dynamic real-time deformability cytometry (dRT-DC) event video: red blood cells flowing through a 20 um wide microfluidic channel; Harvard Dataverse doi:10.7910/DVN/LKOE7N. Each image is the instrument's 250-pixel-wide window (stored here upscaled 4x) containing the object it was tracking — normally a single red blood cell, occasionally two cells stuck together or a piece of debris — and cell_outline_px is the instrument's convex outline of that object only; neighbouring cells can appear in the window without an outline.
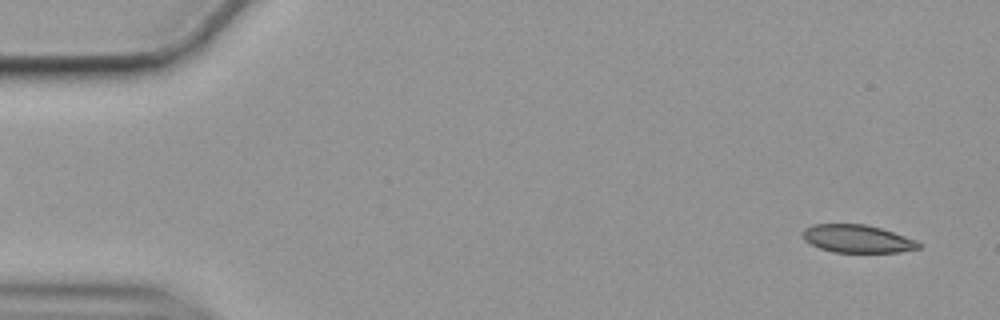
{"species": "common noctule bat (a hibernating species)", "species_latin": "Nyctalus noctula", "temperature_condition": "cold", "stored_images_in_passage": 56, "camera_frame_rate_fps": 3000, "um_per_image_px": 0.085, "animal": {"sex": "female", "body_mass_g": 19.9}, "frame": {"image": 1, "passage_image": 2, "time_ms": 0.333, "image_size_px": [1000, 320], "cell_outline_px": [[920, 248], [900, 252], [832, 252], [820, 248], [804, 240], [804, 228], [812, 224], [864, 224], [880, 228], [916, 240], [920, 244]], "centroid_in_image_um": [72.86, 20.29], "position_along_channel_um": 12.1, "area_um2": 18.61}}
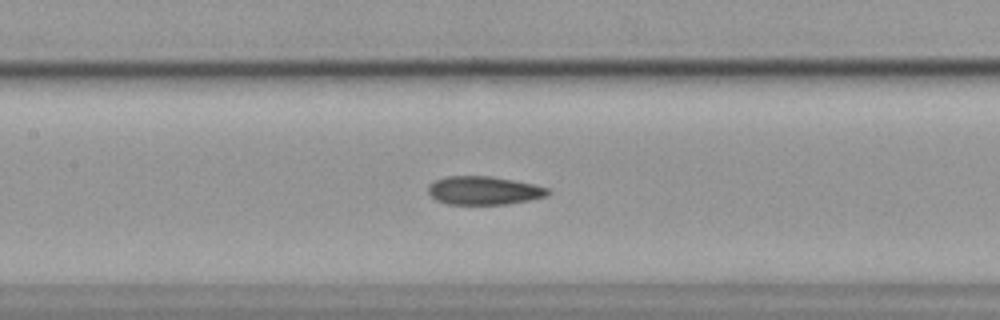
{"frame": {"image": 2, "passage_image": 25, "time_ms": 8.0, "image_size_px": [1000, 320], "cell_outline_px": [[552, 192], [548, 196], [508, 204], [448, 204], [436, 200], [428, 192], [428, 184], [436, 180], [448, 176], [492, 176], [532, 184], [548, 188]], "centroid_in_image_um": [41.13, 16.19], "position_along_channel_um": 166.3, "area_um2": 19.77}}
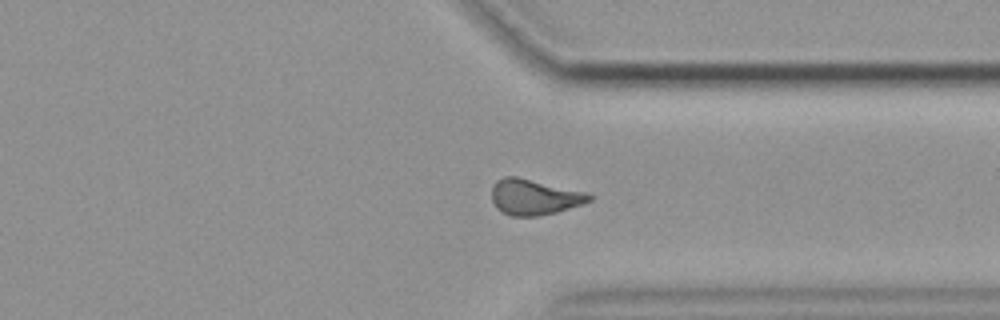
{"frame": {"image": 3, "passage_image": 42, "time_ms": 13.667, "image_size_px": [1000, 320], "cell_outline_px": [[592, 200], [556, 212], [536, 216], [512, 216], [496, 208], [492, 200], [492, 188], [496, 180], [504, 176], [516, 176], [584, 192], [592, 196]], "centroid_in_image_um": [45.36, 16.74], "position_along_channel_um": 366.0, "area_um2": 19.88}, "authors_computed_cell_mechanics": {"area_um2": 20.0566, "velocity_mm_per_s": 3.5326, "shape_relaxation_time_tau1_ms": null, "shape_relaxation_time_tau2_ms": 4.373, "deformation_change_tau1": null, "deformation_change_tau2": 0.0986}}